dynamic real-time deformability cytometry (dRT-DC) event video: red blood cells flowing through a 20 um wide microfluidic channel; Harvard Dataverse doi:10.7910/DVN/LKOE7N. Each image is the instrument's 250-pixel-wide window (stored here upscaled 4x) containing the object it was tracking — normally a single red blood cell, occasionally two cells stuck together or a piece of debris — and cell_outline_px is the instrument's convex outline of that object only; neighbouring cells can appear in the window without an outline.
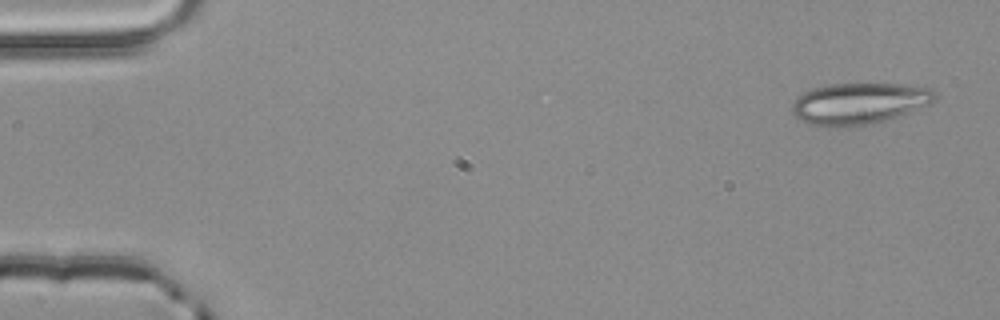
{"species": "common noctule bat (a hibernating species)", "species_latin": "Nyctalus noctula", "temperature_condition": "room temperature", "stored_images_in_passage": 4, "camera_frame_rate_fps": 3000, "um_per_image_px": 0.085, "animal": {"sex": "male", "body_mass_g": 20.4}, "frame": {"image": 1, "passage_image": 1, "time_ms": 0.0, "image_size_px": [1000, 320], "cell_outline_px": [[940, 96], [936, 100], [928, 104], [896, 116], [884, 120], [868, 124], [836, 128], [808, 124], [800, 120], [792, 112], [792, 104], [796, 96], [812, 88], [824, 84], [904, 84], [932, 88]], "centroid_in_image_um": [73.0, 8.78], "position_along_channel_um": 12.0, "area_um2": 34.62}}